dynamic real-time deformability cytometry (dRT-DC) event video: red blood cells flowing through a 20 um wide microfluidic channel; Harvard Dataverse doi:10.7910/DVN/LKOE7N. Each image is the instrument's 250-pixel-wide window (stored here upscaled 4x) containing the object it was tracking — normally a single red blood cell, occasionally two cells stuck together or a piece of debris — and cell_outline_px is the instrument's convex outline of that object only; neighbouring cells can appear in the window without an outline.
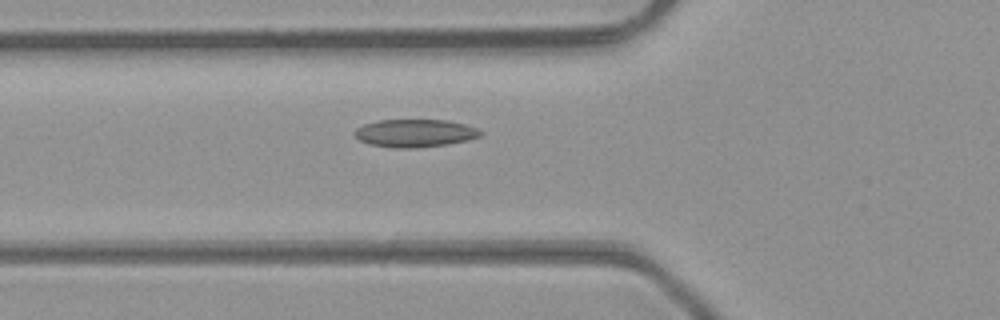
{"species": "common noctule bat (a hibernating species)", "species_latin": "Nyctalus noctula", "temperature_condition": "room temperature", "stored_images_in_passage": 45, "camera_frame_rate_fps": 3000, "um_per_image_px": 0.085, "animal": {"sex": "male", "body_mass_g": 23.1, "forearm_length_mm": 52.7}, "frame": {"image": 1, "passage_image": 15, "time_ms": 4.667, "image_size_px": [1000, 320], "cell_outline_px": [[484, 132], [480, 136], [468, 140], [444, 144], [408, 148], [400, 148], [372, 144], [360, 140], [356, 136], [356, 128], [364, 124], [376, 120], [448, 120], [464, 124], [476, 128]], "centroid_in_image_um": [35.29, 11.3], "position_along_channel_um": 90.5, "area_um2": 20.0}}
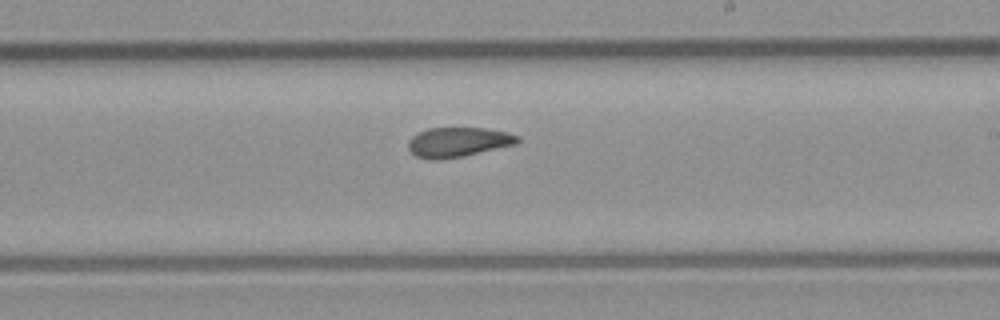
{"frame": {"image": 2, "passage_image": 26, "time_ms": 8.333, "image_size_px": [1000, 320], "cell_outline_px": [[520, 140], [516, 144], [464, 156], [440, 160], [428, 160], [416, 156], [408, 148], [408, 140], [412, 136], [428, 128], [484, 128], [508, 132], [520, 136]], "centroid_in_image_um": [38.94, 12.09], "position_along_channel_um": 250.1, "area_um2": 19.02}}
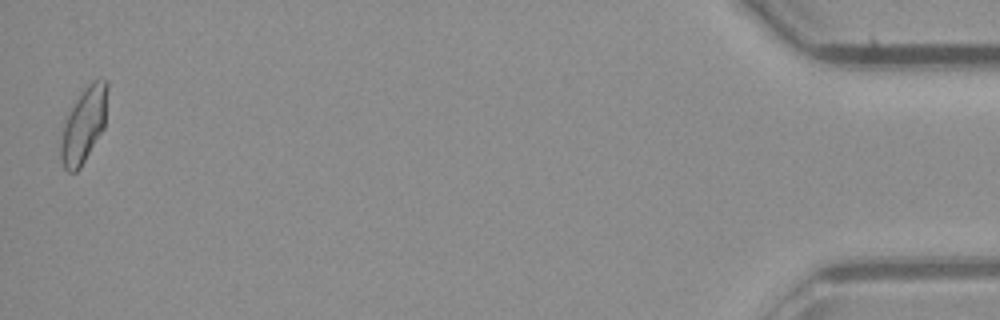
{"frame": {"image": 3, "passage_image": 45, "time_ms": 14.667, "image_size_px": [1000, 320], "cell_outline_px": [[108, 88], [104, 128], [80, 168], [76, 172], [68, 172], [64, 168], [60, 156], [60, 144], [64, 124], [80, 92], [92, 80], [104, 76], [108, 80]], "centroid_in_image_um": [7.15, 10.58], "position_along_channel_um": 428.1, "area_um2": 20.4}, "authors_computed_cell_mechanics": {"area_um2": 19.5364, "velocity_mm_per_s": 4.323, "shape_relaxation_time_tau1_ms": null, "shape_relaxation_time_tau2_ms": 1.9811, "deformation_change_tau1": null, "deformation_change_tau2": 0.0846}}